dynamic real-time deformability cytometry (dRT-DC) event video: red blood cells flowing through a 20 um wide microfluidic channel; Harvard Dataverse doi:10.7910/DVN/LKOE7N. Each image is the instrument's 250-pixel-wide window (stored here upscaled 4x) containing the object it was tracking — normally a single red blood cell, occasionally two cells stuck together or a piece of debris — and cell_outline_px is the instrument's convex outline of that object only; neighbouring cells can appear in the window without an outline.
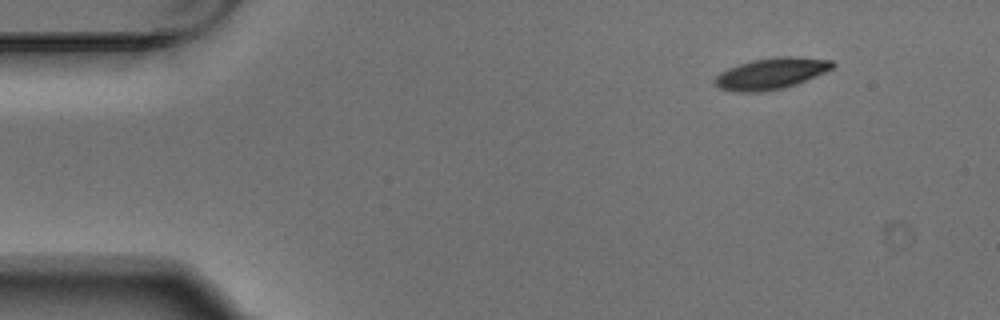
{"species": "Egyptian fruit bat (a non-hibernating species)", "species_latin": "Rousettus aegyptiacus", "temperature_condition": "warm", "stored_images_in_passage": 5, "camera_frame_rate_fps": 3000, "um_per_image_px": 0.085, "animal": {"sex": "male"}, "frame": {"image": 1, "passage_image": 1, "time_ms": 0.0, "image_size_px": [1000, 320], "cell_outline_px": [[836, 64], [832, 68], [824, 72], [796, 84], [784, 88], [760, 92], [736, 92], [720, 88], [712, 80], [720, 72], [728, 68], [752, 60], [784, 56], [792, 56], [832, 60]], "centroid_in_image_um": [65.53, 6.25], "position_along_channel_um": 19.5, "area_um2": 21.27}}
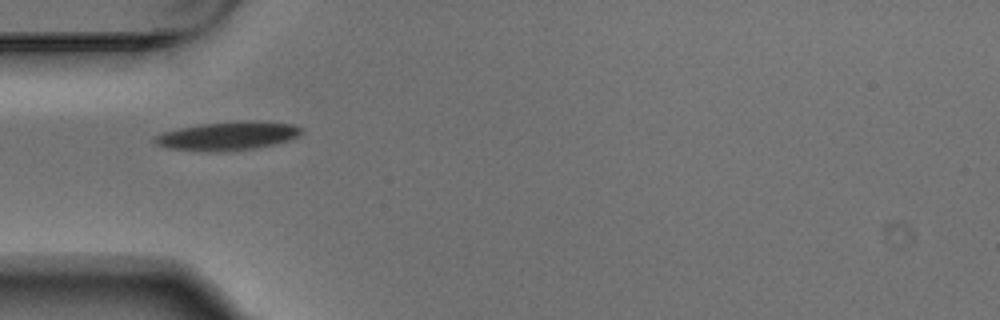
{"frame": {"image": 2, "passage_image": 4, "time_ms": 1.0, "image_size_px": [1000, 320], "cell_outline_px": [[304, 132], [288, 140], [272, 144], [252, 148], [224, 152], [212, 152], [168, 148], [156, 144], [152, 140], [152, 136], [164, 132], [180, 128], [200, 124], [236, 120], [256, 120], [292, 124], [304, 128]], "centroid_in_image_um": [19.35, 11.54], "position_along_channel_um": 65.7, "area_um2": 24.62}}
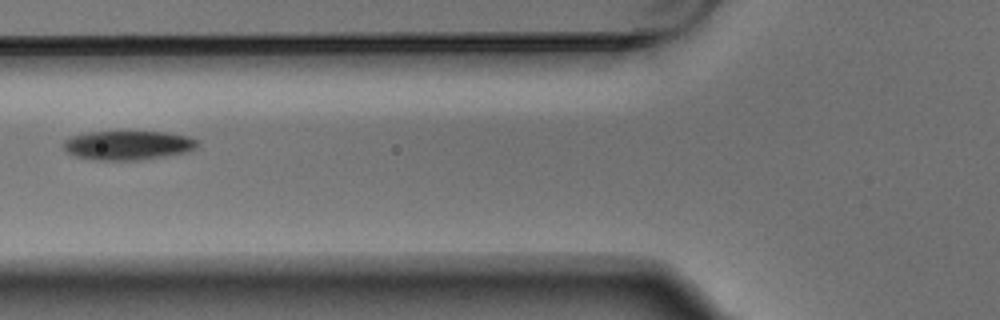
{"frame": {"image": 3, "passage_image": 5, "time_ms": 1.333, "image_size_px": [1000, 320], "cell_outline_px": [[200, 144], [196, 148], [188, 152], [164, 156], [136, 160], [92, 160], [76, 156], [68, 152], [64, 148], [64, 140], [72, 136], [88, 132], [164, 132], [188, 136], [200, 140]], "centroid_in_image_um": [10.92, 12.35], "position_along_channel_um": 114.9, "area_um2": 22.77}}